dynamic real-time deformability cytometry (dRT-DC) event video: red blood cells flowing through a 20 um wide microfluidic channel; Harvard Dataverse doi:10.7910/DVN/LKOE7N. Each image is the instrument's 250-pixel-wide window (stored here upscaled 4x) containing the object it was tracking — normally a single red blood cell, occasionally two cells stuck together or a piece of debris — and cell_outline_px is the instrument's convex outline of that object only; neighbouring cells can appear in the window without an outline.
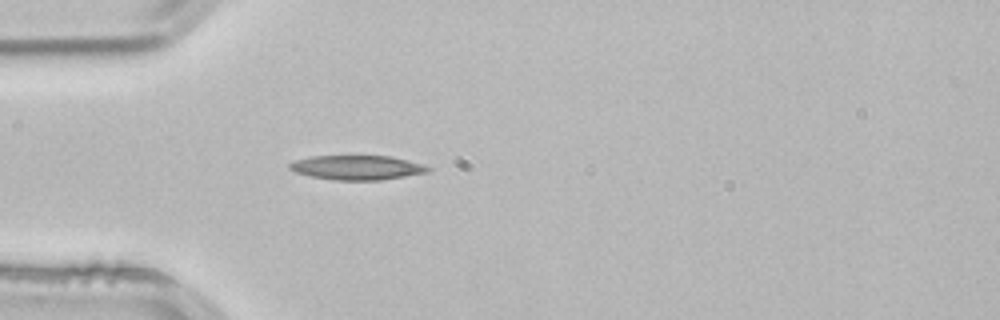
{"species": "common noctule bat (a hibernating species)", "species_latin": "Nyctalus noctula", "temperature_condition": "room temperature", "stored_images_in_passage": 38, "camera_frame_rate_fps": 3000, "um_per_image_px": 0.085, "animal": {"sex": "male", "body_mass_g": 21.5, "forearm_length_mm": 52.0}, "frame": {"image": 1, "passage_image": 1, "time_ms": 0.0, "image_size_px": [1000, 320], "cell_outline_px": [[432, 168], [428, 172], [380, 180], [332, 180], [308, 176], [296, 172], [288, 168], [288, 164], [292, 160], [312, 156], [388, 156], [424, 164]], "centroid_in_image_um": [30.3, 14.24], "position_along_channel_um": 54.7, "area_um2": 19.77}}
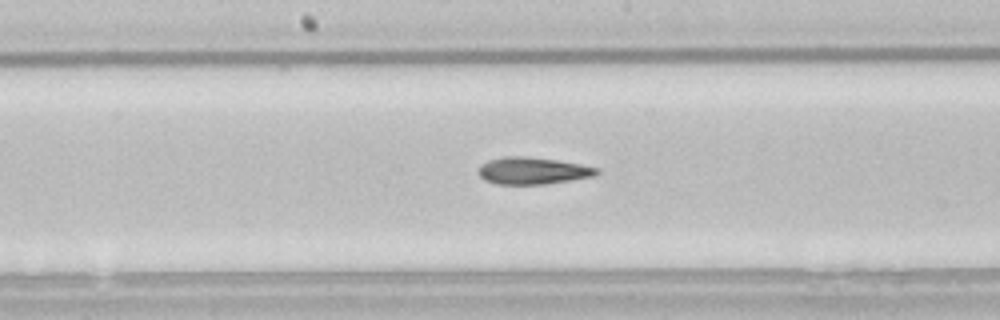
{"frame": {"image": 2, "passage_image": 13, "time_ms": 4.0, "image_size_px": [1000, 320], "cell_outline_px": [[600, 172], [592, 176], [544, 184], [496, 184], [484, 180], [480, 176], [480, 164], [488, 160], [504, 156], [528, 156], [556, 160], [580, 164], [600, 168]], "centroid_in_image_um": [45.26, 14.5], "position_along_channel_um": 202.9, "area_um2": 18.5}}
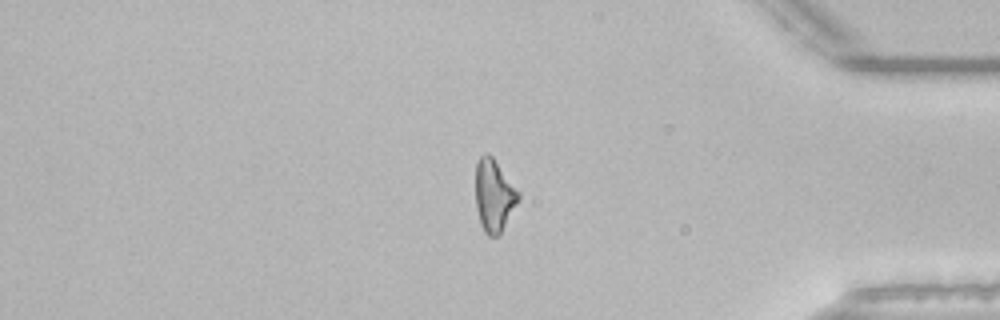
{"frame": {"image": 3, "passage_image": 30, "time_ms": 9.667, "image_size_px": [1000, 320], "cell_outline_px": [[520, 196], [500, 232], [496, 236], [488, 236], [484, 232], [480, 224], [476, 208], [476, 164], [480, 156], [484, 152], [488, 152], [492, 156], [520, 192]], "centroid_in_image_um": [41.96, 16.58], "position_along_channel_um": 393.2, "area_um2": 17.8}, "authors_computed_cell_mechanics": {"area_um2": 18.4382, "velocity_mm_per_s": 3.8538, "shape_relaxation_time_tau1_ms": 8.7148, "shape_relaxation_time_tau2_ms": 5.2054, "deformation_change_tau1": 0.2174, "deformation_change_tau2": 0.1698}}